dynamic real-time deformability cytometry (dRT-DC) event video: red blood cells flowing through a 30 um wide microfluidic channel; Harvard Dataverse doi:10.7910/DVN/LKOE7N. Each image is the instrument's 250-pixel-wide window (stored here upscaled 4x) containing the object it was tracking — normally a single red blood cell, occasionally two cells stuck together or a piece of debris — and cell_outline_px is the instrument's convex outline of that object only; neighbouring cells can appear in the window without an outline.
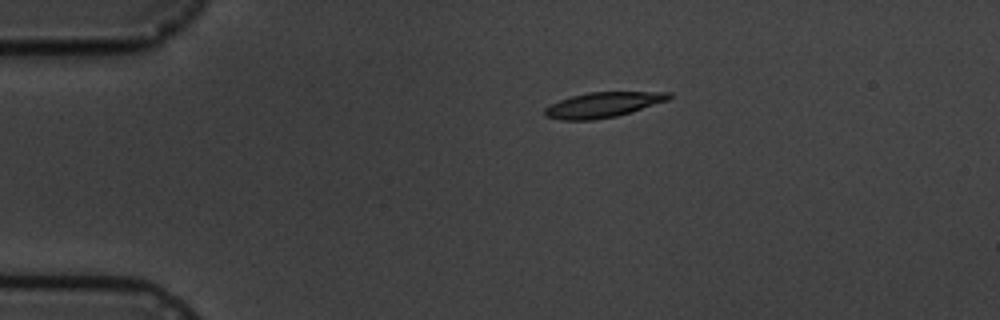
{"species": "common noctule bat (a hibernating species)", "species_latin": "Nyctalus noctula", "temperature_condition": "cold", "stored_images_in_passage": 8, "camera_frame_rate_fps": 3000, "um_per_image_px": 0.085, "animal": {"sex": "male", "body_mass_g": 19.5, "forearm_length_mm": 54.6}, "frame": {"image": 1, "passage_image": 4, "time_ms": 3.667, "image_size_px": [1000, 320], "cell_outline_px": [[672, 96], [668, 100], [632, 112], [616, 116], [592, 120], [560, 120], [544, 116], [544, 108], [560, 100], [572, 96], [588, 92], [672, 92]], "centroid_in_image_um": [51.25, 8.91], "position_along_channel_um": 33.7, "area_um2": 18.21}}
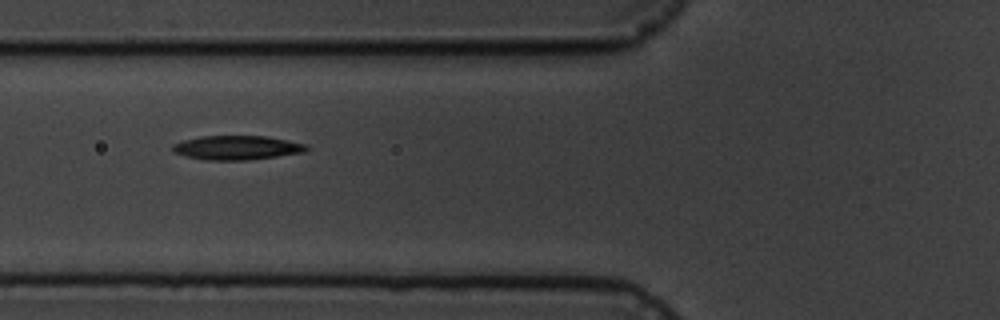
{"frame": {"image": 2, "passage_image": 7, "time_ms": 7.0, "image_size_px": [1000, 320], "cell_outline_px": [[312, 148], [304, 152], [248, 160], [204, 160], [184, 156], [172, 152], [172, 144], [184, 140], [200, 136], [264, 136], [308, 144]], "centroid_in_image_um": [20.13, 12.55], "position_along_channel_um": 105.7, "area_um2": 18.96}}
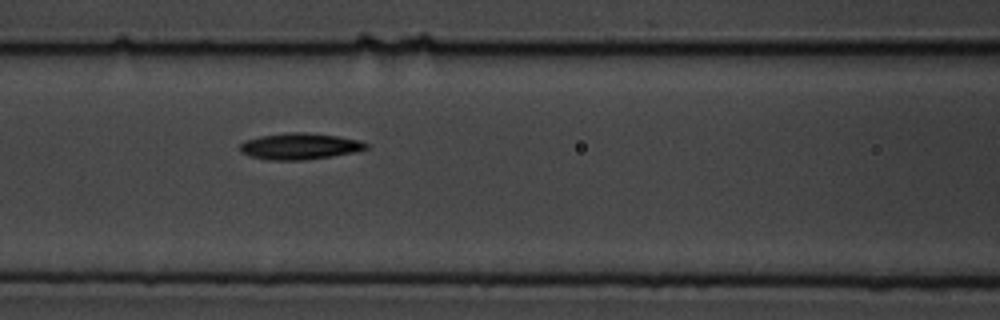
{"frame": {"image": 3, "passage_image": 8, "time_ms": 8.0, "image_size_px": [1000, 320], "cell_outline_px": [[368, 148], [352, 152], [328, 156], [300, 160], [268, 160], [252, 156], [240, 152], [240, 144], [244, 140], [260, 136], [292, 132], [304, 132], [336, 136], [360, 140], [368, 144]], "centroid_in_image_um": [25.43, 12.42], "position_along_channel_um": 141.2, "area_um2": 19.02}}